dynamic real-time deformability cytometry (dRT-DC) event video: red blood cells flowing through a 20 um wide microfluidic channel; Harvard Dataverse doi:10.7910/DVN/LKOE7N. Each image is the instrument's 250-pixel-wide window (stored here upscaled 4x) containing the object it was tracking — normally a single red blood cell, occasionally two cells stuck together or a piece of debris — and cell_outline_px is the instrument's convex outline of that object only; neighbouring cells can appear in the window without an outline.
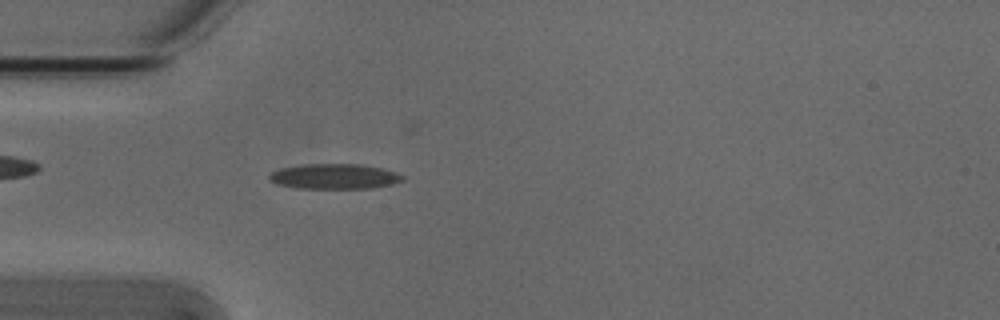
{"species": "Egyptian fruit bat (a non-hibernating species)", "species_latin": "Rousettus aegyptiacus", "temperature_condition": "cold", "stored_images_in_passage": 4, "camera_frame_rate_fps": 3000, "um_per_image_px": 0.085, "animal": {"sex": "male"}, "frame": {"image": 1, "passage_image": 4, "time_ms": 1.0, "image_size_px": [1000, 320], "cell_outline_px": [[404, 180], [392, 184], [372, 188], [296, 188], [276, 184], [268, 180], [268, 176], [272, 172], [280, 168], [304, 164], [360, 164], [380, 168], [396, 172], [404, 176]], "centroid_in_image_um": [28.4, 15.0], "position_along_channel_um": 56.6, "area_um2": 19.59}}